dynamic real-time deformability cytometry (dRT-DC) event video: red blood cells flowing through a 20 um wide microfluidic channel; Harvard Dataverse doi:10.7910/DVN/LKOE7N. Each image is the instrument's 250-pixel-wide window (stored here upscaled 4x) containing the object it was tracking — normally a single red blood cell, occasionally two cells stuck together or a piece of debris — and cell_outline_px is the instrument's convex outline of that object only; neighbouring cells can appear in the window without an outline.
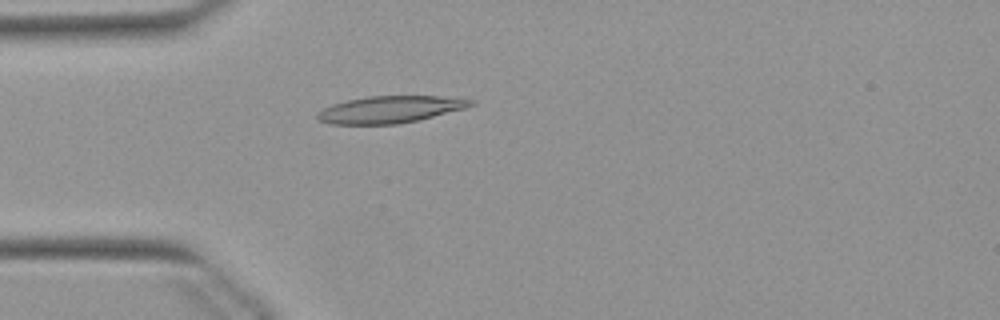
{"species": "Egyptian fruit bat (a non-hibernating species)", "species_latin": "Rousettus aegyptiacus", "temperature_condition": "warm", "stored_images_in_passage": 52, "camera_frame_rate_fps": 3000, "um_per_image_px": 0.085, "animal": {"sex": "female"}, "frame": {"image": 1, "passage_image": 14, "time_ms": 4.333, "image_size_px": [1000, 320], "cell_outline_px": [[476, 104], [464, 108], [420, 120], [396, 124], [328, 124], [320, 120], [316, 116], [316, 112], [332, 104], [348, 100], [368, 96], [464, 96], [476, 100]], "centroid_in_image_um": [33.24, 9.29], "position_along_channel_um": 51.8, "area_um2": 24.45}}
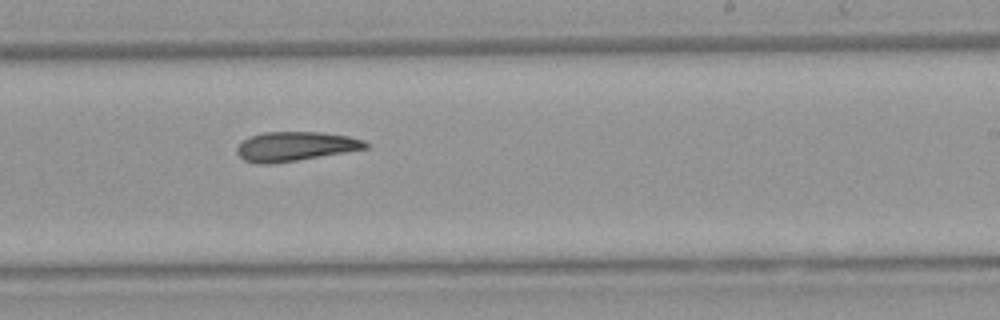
{"frame": {"image": 2, "passage_image": 31, "time_ms": 10.0, "image_size_px": [1000, 320], "cell_outline_px": [[368, 148], [296, 160], [268, 164], [260, 164], [244, 160], [236, 152], [236, 148], [248, 136], [264, 132], [320, 132], [348, 136], [364, 140], [368, 144]], "centroid_in_image_um": [25.07, 12.43], "position_along_channel_um": 263.9, "area_um2": 21.73}}
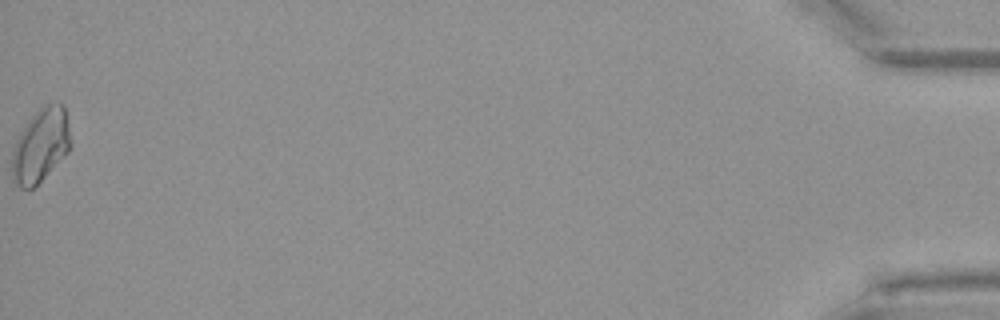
{"frame": {"image": 3, "passage_image": 52, "time_ms": 17.0, "image_size_px": [1000, 320], "cell_outline_px": [[72, 144], [68, 152], [32, 188], [20, 188], [12, 180], [12, 152], [16, 140], [20, 132], [28, 120], [44, 104], [60, 104], [64, 108]], "centroid_in_image_um": [3.43, 12.36], "position_along_channel_um": 431.8, "area_um2": 24.68}, "authors_computed_cell_mechanics": {"area_um2": 22.831, "velocity_mm_per_s": 3.8902, "shape_relaxation_time_tau1_ms": null, "shape_relaxation_time_tau2_ms": 10.0853, "deformation_change_tau1": null, "deformation_change_tau2": 0.2338}}